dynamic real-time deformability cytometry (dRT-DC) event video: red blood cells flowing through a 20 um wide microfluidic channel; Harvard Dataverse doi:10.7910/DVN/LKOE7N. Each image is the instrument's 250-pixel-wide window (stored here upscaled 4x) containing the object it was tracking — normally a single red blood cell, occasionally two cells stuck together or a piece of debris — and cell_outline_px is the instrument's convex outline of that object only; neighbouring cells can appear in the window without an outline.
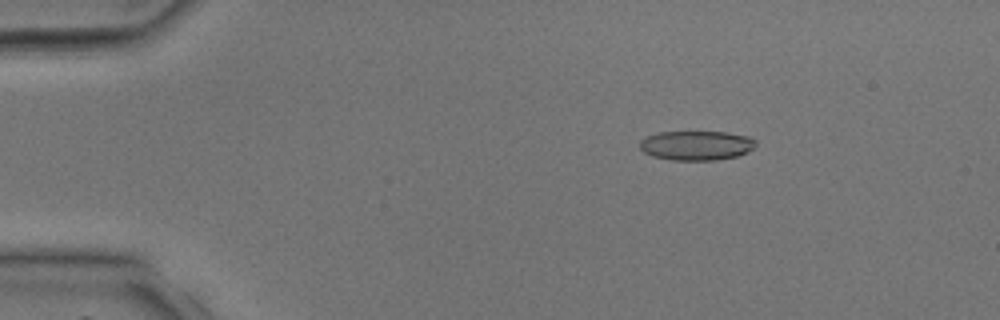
{"species": "common noctule bat (a hibernating species)", "species_latin": "Nyctalus noctula", "temperature_condition": "room temperature", "stored_images_in_passage": 40, "camera_frame_rate_fps": 3000, "um_per_image_px": 0.085, "animal": {"sex": "male", "body_mass_g": 17.9, "forearm_length_mm": 54.2}, "frame": {"image": 1, "passage_image": 7, "time_ms": 2.0, "image_size_px": [1000, 320], "cell_outline_px": [[756, 144], [748, 152], [736, 156], [716, 160], [672, 160], [652, 156], [644, 152], [640, 148], [640, 140], [648, 136], [660, 132], [724, 132], [748, 136], [756, 140]], "centroid_in_image_um": [59.19, 12.36], "position_along_channel_um": 25.8, "area_um2": 19.83}}
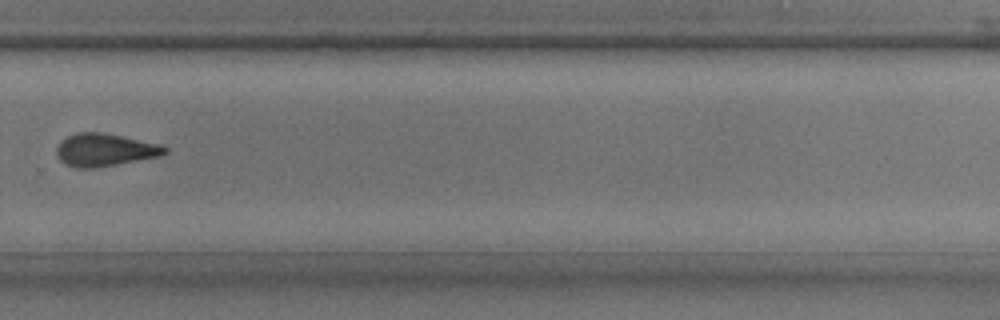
{"frame": {"image": 2, "passage_image": 28, "time_ms": 9.0, "image_size_px": [1000, 320], "cell_outline_px": [[168, 152], [160, 156], [116, 164], [92, 168], [76, 168], [64, 164], [60, 160], [56, 152], [56, 148], [60, 140], [76, 132], [100, 132], [160, 144], [168, 148]], "centroid_in_image_um": [8.87, 12.74], "position_along_channel_um": 320.9, "area_um2": 20.52}}
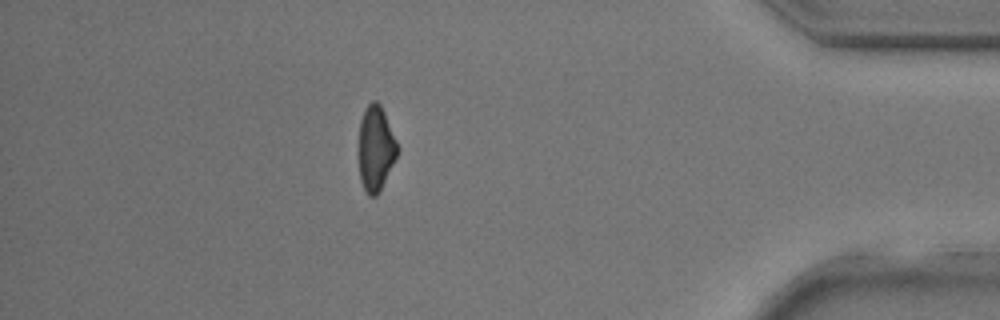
{"frame": {"image": 3, "passage_image": 35, "time_ms": 11.333, "image_size_px": [1000, 320], "cell_outline_px": [[400, 148], [376, 196], [368, 196], [360, 180], [360, 120], [364, 108], [372, 100], [376, 100], [380, 104], [384, 112]], "centroid_in_image_um": [31.94, 12.56], "position_along_channel_um": 403.3, "area_um2": 18.73}}